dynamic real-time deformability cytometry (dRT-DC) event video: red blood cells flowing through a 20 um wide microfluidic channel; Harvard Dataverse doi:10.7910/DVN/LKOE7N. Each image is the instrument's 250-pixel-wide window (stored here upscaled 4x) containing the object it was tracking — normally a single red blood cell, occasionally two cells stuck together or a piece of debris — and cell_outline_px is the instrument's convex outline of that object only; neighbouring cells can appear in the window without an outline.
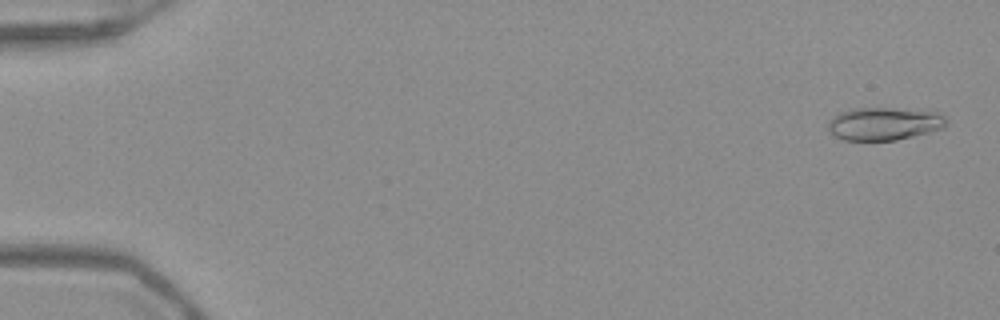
{"species": "Egyptian fruit bat (a non-hibernating species)", "species_latin": "Rousettus aegyptiacus", "temperature_condition": "warm", "stored_images_in_passage": 52, "camera_frame_rate_fps": 3000, "um_per_image_px": 0.085, "frame": {"image": 1, "passage_image": 2, "time_ms": 0.333, "image_size_px": [1000, 320], "cell_outline_px": [[948, 124], [944, 128], [896, 140], [844, 140], [828, 132], [828, 120], [832, 116], [840, 112], [852, 108], [892, 108], [936, 112], [944, 116], [948, 120]], "centroid_in_image_um": [75.12, 10.51], "position_along_channel_um": 9.9, "area_um2": 22.72}}
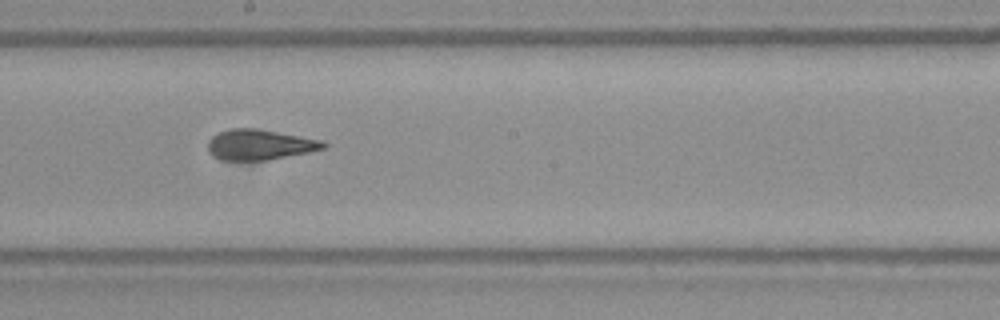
{"frame": {"image": 2, "passage_image": 30, "time_ms": 9.667, "image_size_px": [1000, 320], "cell_outline_px": [[328, 148], [268, 160], [220, 160], [212, 156], [208, 152], [208, 140], [216, 132], [228, 128], [260, 128], [324, 140], [328, 144]], "centroid_in_image_um": [22.08, 12.28], "position_along_channel_um": 226.1, "area_um2": 21.04}}
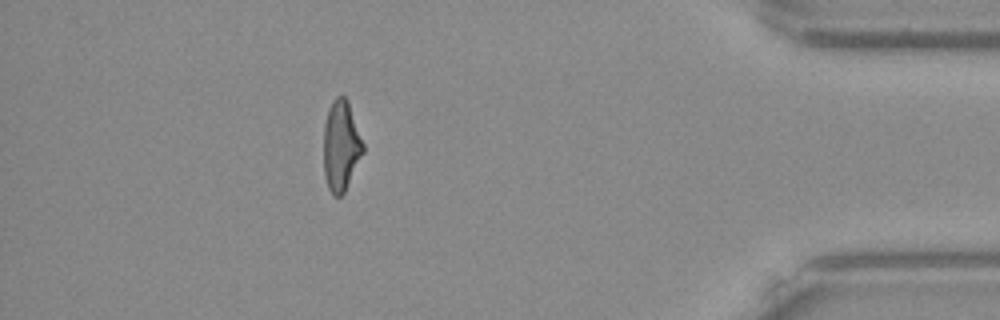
{"frame": {"image": 3, "passage_image": 47, "time_ms": 15.333, "image_size_px": [1000, 320], "cell_outline_px": [[364, 152], [344, 192], [340, 196], [336, 196], [328, 188], [324, 176], [324, 124], [328, 108], [332, 100], [336, 96], [344, 96], [348, 100], [364, 144]], "centroid_in_image_um": [28.99, 12.36], "position_along_channel_um": 406.2, "area_um2": 20.81}, "authors_computed_cell_mechanics": {"area_um2": 21.1259, "velocity_mm_per_s": 3.9551, "shape_relaxation_time_tau1_ms": 4.7737, "shape_relaxation_time_tau2_ms": 1.6134, "deformation_change_tau1": 0.1997, "deformation_change_tau2": 0.101}}